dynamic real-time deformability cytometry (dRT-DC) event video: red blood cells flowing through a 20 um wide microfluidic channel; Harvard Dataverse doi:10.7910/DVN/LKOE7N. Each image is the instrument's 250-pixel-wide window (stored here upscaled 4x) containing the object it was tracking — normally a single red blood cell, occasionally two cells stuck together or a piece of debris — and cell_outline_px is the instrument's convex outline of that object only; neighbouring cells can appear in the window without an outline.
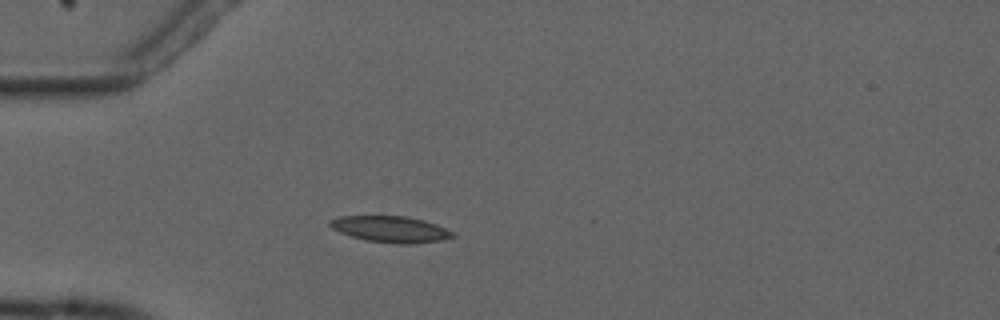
{"species": "common noctule bat (a hibernating species)", "species_latin": "Nyctalus noctula", "temperature_condition": "cold", "stored_images_in_passage": 4, "camera_frame_rate_fps": 3000, "um_per_image_px": 0.085, "animal": {"sex": "male", "forearm_length_mm": 52.5}, "frame": {"image": 1, "passage_image": 4, "time_ms": 3.667, "image_size_px": [1000, 320], "cell_outline_px": [[456, 236], [440, 240], [408, 244], [400, 244], [368, 240], [352, 236], [340, 232], [332, 228], [328, 224], [332, 220], [340, 216], [404, 216], [424, 220], [436, 224], [456, 232]], "centroid_in_image_um": [33.25, 19.47], "position_along_channel_um": 51.8, "area_um2": 18.55}}